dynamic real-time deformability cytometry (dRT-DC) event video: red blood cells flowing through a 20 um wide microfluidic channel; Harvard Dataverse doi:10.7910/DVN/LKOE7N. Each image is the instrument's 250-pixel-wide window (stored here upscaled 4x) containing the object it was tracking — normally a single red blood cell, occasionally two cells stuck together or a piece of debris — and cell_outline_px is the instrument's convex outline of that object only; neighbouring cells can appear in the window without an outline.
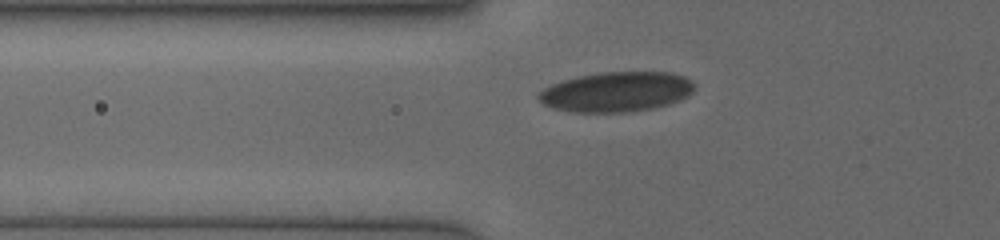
{"species": "human", "species_latin": "Homo sapiens", "temperature_condition": "cold", "stored_images_in_passage": 20, "camera_frame_rate_fps": 3000, "um_per_image_px": 0.085, "donor": {"sex": "female"}, "frame": {"image": 1, "passage_image": 3, "time_ms": 0.333, "image_size_px": [1000, 240], "cell_outline_px": [[692, 92], [688, 96], [668, 104], [652, 108], [624, 112], [568, 112], [552, 108], [544, 104], [536, 96], [544, 88], [552, 84], [576, 76], [600, 72], [672, 72], [684, 76], [692, 80]], "centroid_in_image_um": [52.37, 7.8], "position_along_channel_um": 73.4, "area_um2": 36.24}}
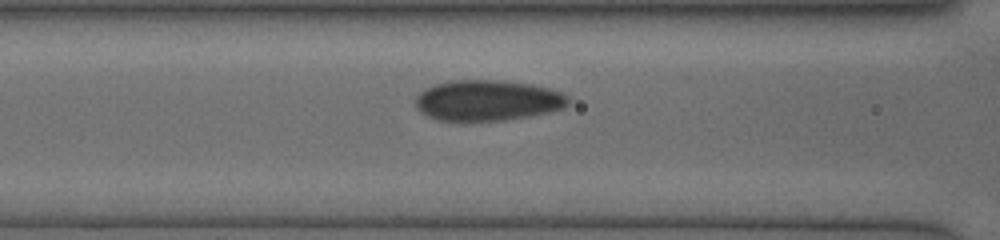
{"frame": {"image": 2, "passage_image": 11, "time_ms": 1.667, "image_size_px": [1000, 240], "cell_outline_px": [[568, 104], [564, 108], [552, 112], [532, 116], [504, 120], [460, 124], [436, 120], [420, 112], [416, 108], [416, 96], [424, 88], [448, 80], [500, 80], [532, 84], [548, 88], [560, 92], [568, 96]], "centroid_in_image_um": [41.4, 8.58], "position_along_channel_um": 125.2, "area_um2": 37.4}}
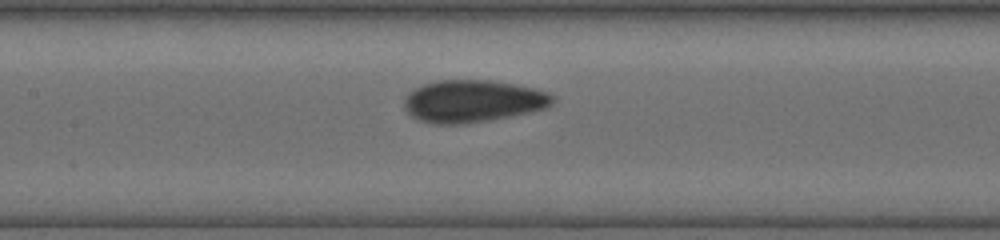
{"frame": {"image": 3, "passage_image": 17, "time_ms": 2.667, "image_size_px": [1000, 240], "cell_outline_px": [[556, 100], [548, 108], [532, 112], [492, 120], [464, 124], [432, 124], [420, 120], [412, 116], [404, 108], [404, 96], [412, 88], [436, 80], [488, 80], [516, 84], [536, 88], [548, 92], [556, 96]], "centroid_in_image_um": [40.22, 8.6], "position_along_channel_um": 167.2, "area_um2": 37.28}}